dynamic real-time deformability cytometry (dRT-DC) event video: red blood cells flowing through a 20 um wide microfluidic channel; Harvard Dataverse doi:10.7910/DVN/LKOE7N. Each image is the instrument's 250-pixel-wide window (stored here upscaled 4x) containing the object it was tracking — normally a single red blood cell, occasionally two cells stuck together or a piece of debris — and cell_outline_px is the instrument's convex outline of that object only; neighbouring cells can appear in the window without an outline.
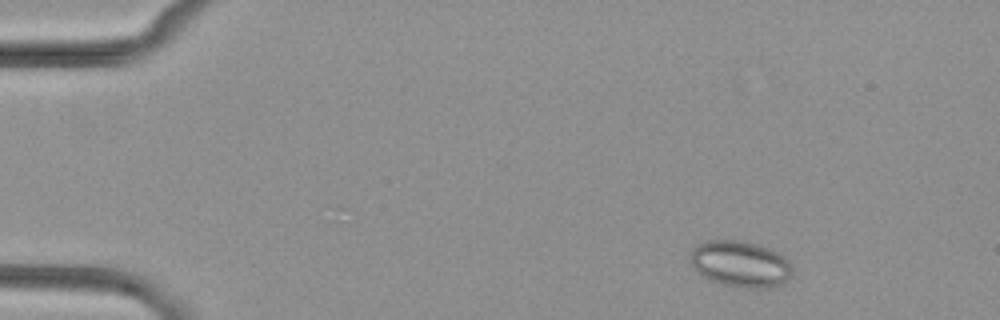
{"species": "common noctule bat (a hibernating species)", "species_latin": "Nyctalus noctula", "temperature_condition": "cold", "stored_images_in_passage": 6, "camera_frame_rate_fps": 3000, "um_per_image_px": 0.085, "animal": {"sex": "female", "body_mass_g": 29.2, "forearm_length_mm": 56.3}, "frame": {"image": 1, "passage_image": 1, "time_ms": 0.0, "image_size_px": [1000, 320], "cell_outline_px": [[792, 276], [784, 284], [776, 288], [744, 288], [724, 284], [712, 280], [696, 272], [692, 268], [692, 248], [696, 244], [708, 240], [740, 240], [772, 248], [780, 252], [792, 264]], "centroid_in_image_um": [63.0, 22.44], "position_along_channel_um": 22.0, "area_um2": 27.98}}
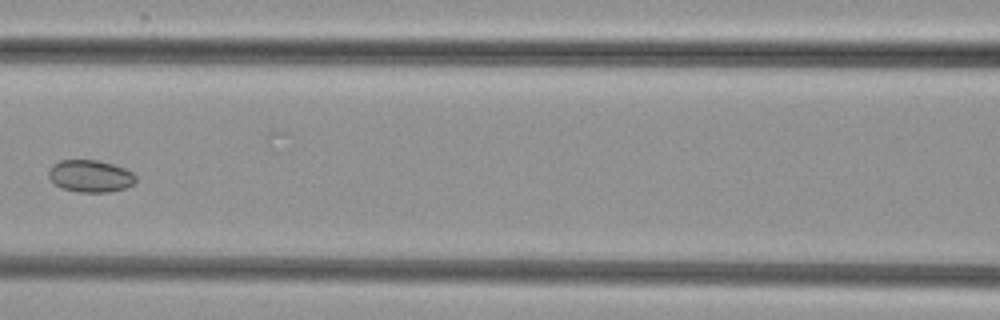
{"frame": {"image": 2, "passage_image": 6, "time_ms": 6.0, "image_size_px": [1000, 320], "cell_outline_px": [[136, 180], [132, 184], [124, 188], [108, 192], [80, 192], [64, 188], [56, 184], [48, 176], [48, 168], [52, 164], [60, 160], [96, 160], [112, 164], [124, 168], [132, 172], [136, 176]], "centroid_in_image_um": [7.66, 14.95], "position_along_channel_um": 158.9, "area_um2": 16.18}}